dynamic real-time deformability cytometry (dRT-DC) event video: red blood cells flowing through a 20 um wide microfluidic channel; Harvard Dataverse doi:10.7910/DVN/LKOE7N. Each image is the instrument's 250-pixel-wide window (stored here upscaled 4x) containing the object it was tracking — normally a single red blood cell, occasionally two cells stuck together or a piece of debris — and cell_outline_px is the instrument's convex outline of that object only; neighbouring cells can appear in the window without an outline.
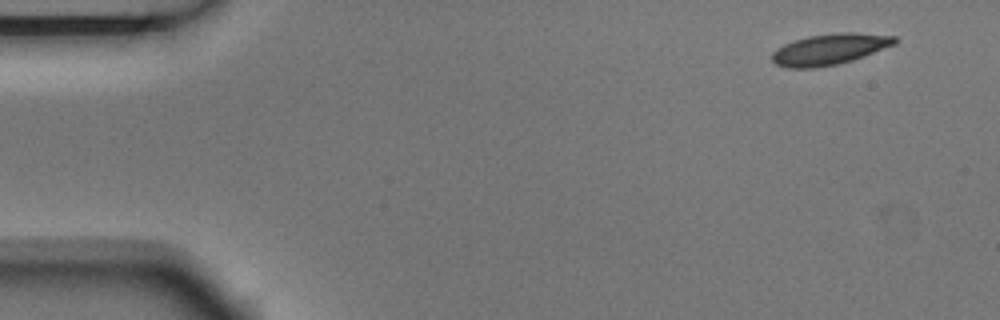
{"species": "Egyptian fruit bat (a non-hibernating species)", "species_latin": "Rousettus aegyptiacus", "temperature_condition": "room temperature", "stored_images_in_passage": 5, "camera_frame_rate_fps": 3000, "um_per_image_px": 0.085, "animal": {"sex": "male"}, "frame": {"image": 1, "passage_image": 1, "time_ms": 0.0, "image_size_px": [1000, 320], "cell_outline_px": [[896, 44], [864, 56], [852, 60], [836, 64], [816, 68], [788, 68], [776, 64], [772, 60], [772, 52], [776, 48], [784, 44], [808, 36], [840, 32], [856, 32], [896, 36]], "centroid_in_image_um": [70.52, 4.18], "position_along_channel_um": 14.5, "area_um2": 22.14}}
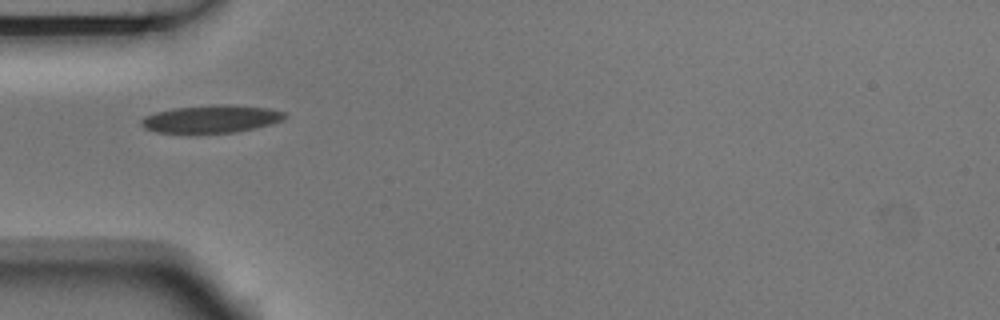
{"frame": {"image": 2, "passage_image": 4, "time_ms": 1.0, "image_size_px": [1000, 320], "cell_outline_px": [[288, 116], [284, 120], [272, 124], [256, 128], [236, 132], [156, 132], [144, 128], [140, 124], [140, 120], [144, 116], [156, 112], [176, 108], [216, 104], [228, 104], [268, 108], [288, 112]], "centroid_in_image_um": [18.03, 10.1], "position_along_channel_um": 67.0, "area_um2": 23.18}}
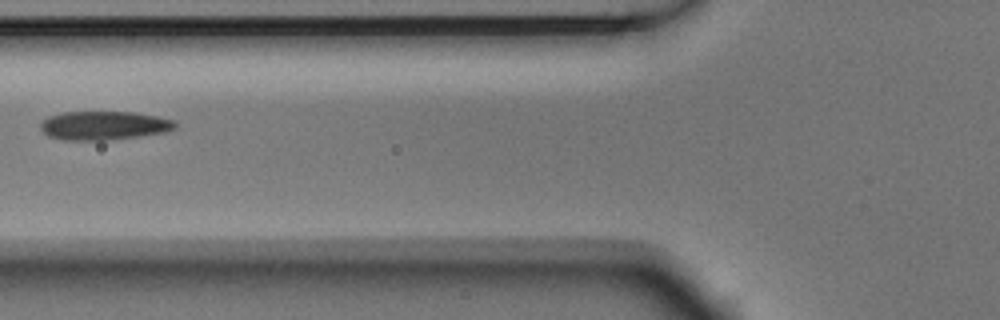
{"frame": {"image": 3, "passage_image": 5, "time_ms": 1.333, "image_size_px": [1000, 320], "cell_outline_px": [[176, 128], [168, 132], [140, 136], [108, 140], [64, 140], [48, 136], [40, 128], [40, 124], [48, 116], [64, 112], [132, 112], [156, 116], [176, 120]], "centroid_in_image_um": [8.86, 10.67], "position_along_channel_um": 116.9, "area_um2": 22.66}}